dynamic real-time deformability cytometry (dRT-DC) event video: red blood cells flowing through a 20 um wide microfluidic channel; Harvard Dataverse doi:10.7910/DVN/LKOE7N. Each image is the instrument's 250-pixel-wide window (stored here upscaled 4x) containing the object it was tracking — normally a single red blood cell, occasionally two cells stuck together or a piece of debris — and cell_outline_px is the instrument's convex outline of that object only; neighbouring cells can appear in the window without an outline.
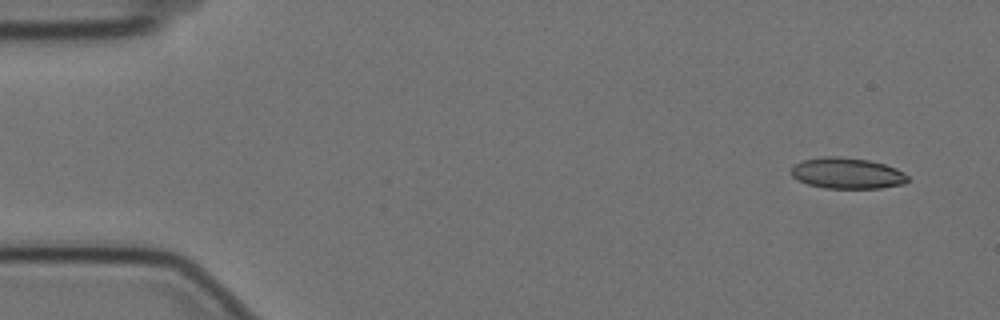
{"species": "Egyptian fruit bat (a non-hibernating species)", "species_latin": "Rousettus aegyptiacus", "temperature_condition": "cold", "stored_images_in_passage": 55, "camera_frame_rate_fps": 3000, "um_per_image_px": 0.085, "animal": {"sex": "female"}, "frame": {"image": 1, "passage_image": 1, "time_ms": 0.0, "image_size_px": [1000, 320], "cell_outline_px": [[908, 180], [904, 184], [880, 188], [824, 188], [808, 184], [792, 176], [792, 168], [796, 164], [804, 160], [824, 156], [840, 156], [868, 160], [884, 164], [896, 168], [904, 172], [908, 176]], "centroid_in_image_um": [72.04, 14.72], "position_along_channel_um": 13.0, "area_um2": 20.92}}
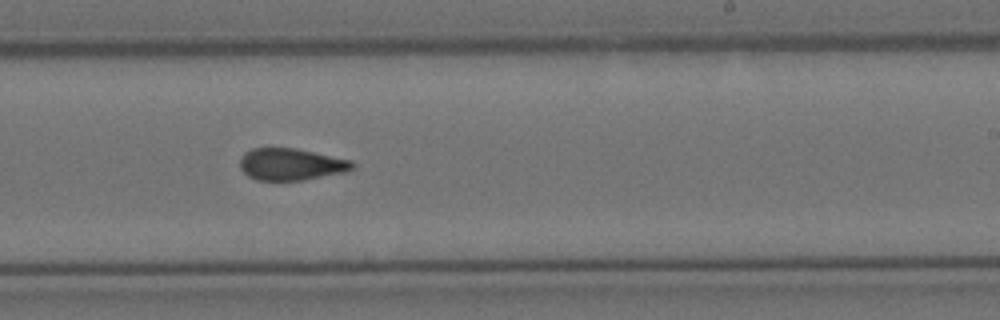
{"frame": {"image": 2, "passage_image": 32, "time_ms": 10.333, "image_size_px": [1000, 320], "cell_outline_px": [[356, 164], [348, 172], [300, 180], [256, 180], [248, 176], [240, 168], [240, 156], [244, 152], [252, 148], [296, 148], [352, 160]], "centroid_in_image_um": [24.74, 13.96], "position_along_channel_um": 264.3, "area_um2": 21.04}}
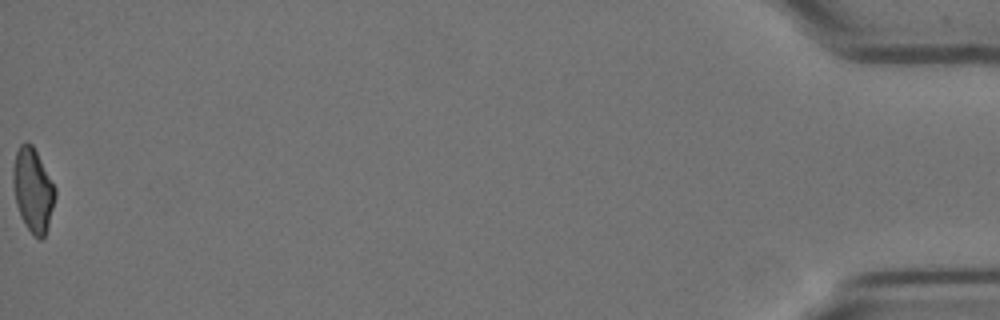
{"frame": {"image": 3, "passage_image": 55, "time_ms": 18.0, "image_size_px": [1000, 320], "cell_outline_px": [[56, 196], [48, 228], [44, 236], [40, 240], [28, 228], [20, 216], [16, 204], [12, 180], [12, 168], [16, 152], [20, 144], [24, 140], [28, 140], [32, 144], [56, 188]], "centroid_in_image_um": [2.79, 16.11], "position_along_channel_um": 432.4, "area_um2": 20.63}, "authors_computed_cell_mechanics": {"area_um2": 21.4438, "velocity_mm_per_s": 3.52, "shape_relaxation_time_tau1_ms": null, "shape_relaxation_time_tau2_ms": 2.3444, "deformation_change_tau1": null, "deformation_change_tau2": 0.0847}}